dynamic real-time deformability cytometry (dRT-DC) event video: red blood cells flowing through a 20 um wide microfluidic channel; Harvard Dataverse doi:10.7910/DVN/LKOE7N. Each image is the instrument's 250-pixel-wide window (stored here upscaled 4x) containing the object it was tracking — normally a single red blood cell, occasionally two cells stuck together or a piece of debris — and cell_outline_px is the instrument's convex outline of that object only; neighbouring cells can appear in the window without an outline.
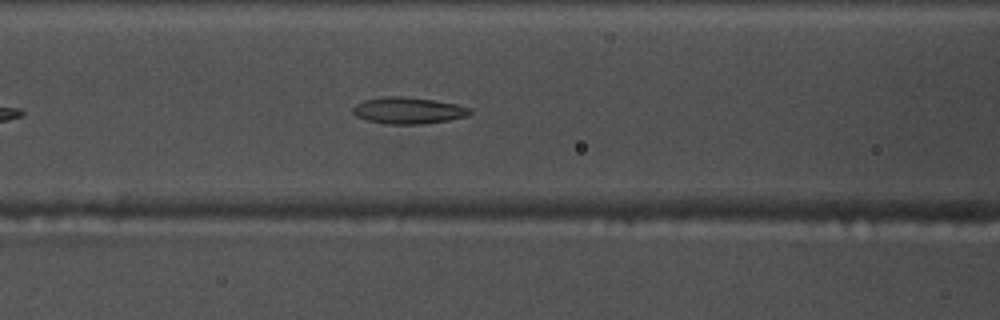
{"species": "common noctule bat (a hibernating species)", "species_latin": "Nyctalus noctula", "temperature_condition": "warm", "stored_images_in_passage": 34, "camera_frame_rate_fps": 3000, "um_per_image_px": 0.085, "animal": {"sex": "male", "body_mass_g": 17.5, "forearm_length_mm": 52.3}, "frame": {"image": 1, "passage_image": 11, "time_ms": 3.333, "image_size_px": [1000, 320], "cell_outline_px": [[472, 112], [468, 116], [448, 120], [424, 124], [388, 124], [368, 120], [356, 116], [352, 112], [352, 108], [356, 104], [364, 100], [384, 96], [404, 96], [432, 100], [456, 104], [468, 108]], "centroid_in_image_um": [34.68, 9.39], "position_along_channel_um": 131.9, "area_um2": 18.03}}
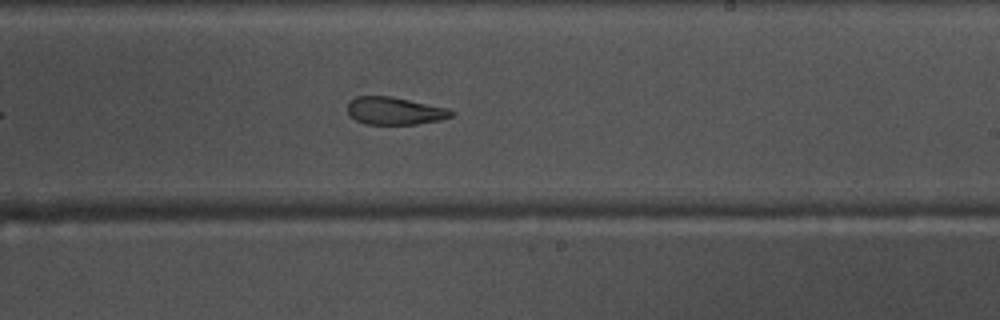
{"frame": {"image": 2, "passage_image": 21, "time_ms": 6.667, "image_size_px": [1000, 320], "cell_outline_px": [[456, 112], [452, 116], [440, 120], [416, 124], [364, 124], [348, 116], [348, 100], [356, 96], [392, 96], [448, 108]], "centroid_in_image_um": [33.53, 9.42], "position_along_channel_um": 255.5, "area_um2": 16.88}}
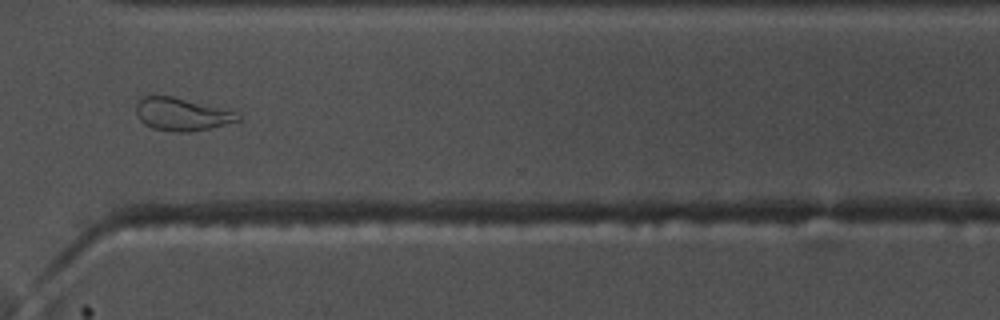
{"frame": {"image": 3, "passage_image": 29, "time_ms": 9.333, "image_size_px": [1000, 320], "cell_outline_px": [[240, 120], [228, 124], [188, 132], [176, 132], [152, 128], [144, 124], [136, 116], [136, 104], [144, 96], [172, 96], [228, 108], [236, 112], [240, 116]], "centroid_in_image_um": [15.48, 9.7], "position_along_channel_um": 355.1, "area_um2": 19.65}}